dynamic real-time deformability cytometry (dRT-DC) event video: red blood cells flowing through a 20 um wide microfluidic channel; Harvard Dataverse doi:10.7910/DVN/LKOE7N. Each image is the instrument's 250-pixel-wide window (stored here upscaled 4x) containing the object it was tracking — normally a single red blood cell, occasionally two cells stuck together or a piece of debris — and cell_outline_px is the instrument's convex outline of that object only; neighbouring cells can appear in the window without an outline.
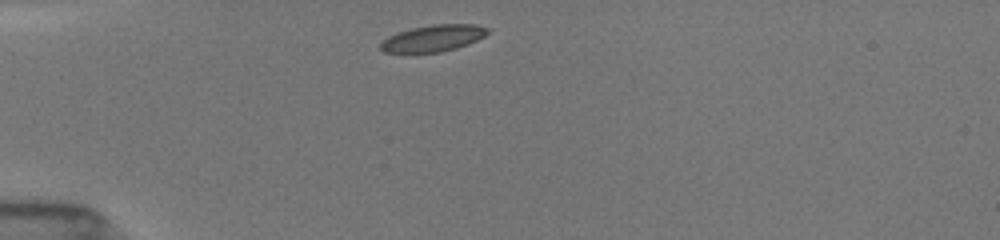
{"species": "common noctule bat (a hibernating species)", "species_latin": "Nyctalus noctula", "temperature_condition": "room temperature", "stored_images_in_passage": 39, "camera_frame_rate_fps": 3000, "um_per_image_px": 0.085, "animal": {"sex": "female", "body_mass_g": 19.5, "forearm_length_mm": 54.1}, "frame": {"image": 1, "passage_image": 1, "time_ms": 0.0, "image_size_px": [1000, 240], "cell_outline_px": [[488, 32], [484, 36], [468, 44], [456, 48], [440, 52], [408, 56], [384, 52], [380, 48], [380, 44], [388, 36], [396, 32], [412, 28], [432, 24], [476, 24], [488, 28]], "centroid_in_image_um": [36.73, 3.3], "position_along_channel_um": 48.3, "area_um2": 17.28}}
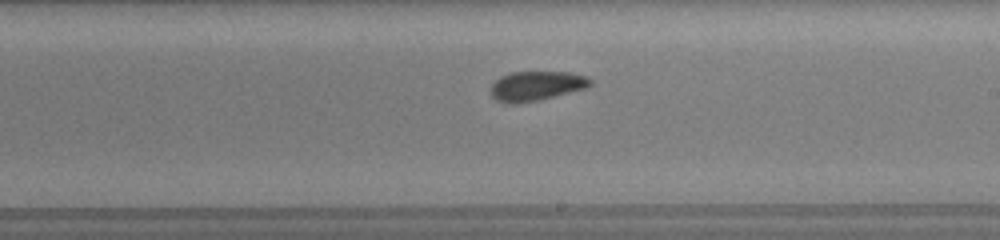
{"frame": {"image": 2, "passage_image": 18, "time_ms": 5.667, "image_size_px": [1000, 240], "cell_outline_px": [[592, 84], [588, 88], [540, 100], [516, 104], [508, 104], [496, 100], [488, 92], [488, 88], [500, 76], [512, 72], [568, 72], [588, 76], [592, 80]], "centroid_in_image_um": [45.57, 7.31], "position_along_channel_um": 243.4, "area_um2": 17.57}}
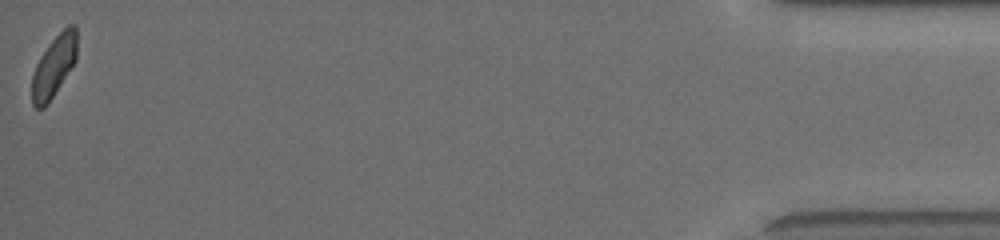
{"frame": {"image": 3, "passage_image": 39, "time_ms": 12.667, "image_size_px": [1000, 240], "cell_outline_px": [[76, 60], [48, 104], [44, 108], [36, 108], [32, 104], [32, 76], [36, 64], [40, 56], [48, 44], [68, 24], [76, 24]], "centroid_in_image_um": [4.57, 5.63], "position_along_channel_um": 430.6, "area_um2": 16.01}, "authors_computed_cell_mechanics": {"area_um2": 17.1666, "velocity_mm_per_s": 3.8911, "shape_relaxation_time_tau1_ms": 2.911, "shape_relaxation_time_tau2_ms": 2.2947, "deformation_change_tau1": 0.1051, "deformation_change_tau2": 0.0555}}